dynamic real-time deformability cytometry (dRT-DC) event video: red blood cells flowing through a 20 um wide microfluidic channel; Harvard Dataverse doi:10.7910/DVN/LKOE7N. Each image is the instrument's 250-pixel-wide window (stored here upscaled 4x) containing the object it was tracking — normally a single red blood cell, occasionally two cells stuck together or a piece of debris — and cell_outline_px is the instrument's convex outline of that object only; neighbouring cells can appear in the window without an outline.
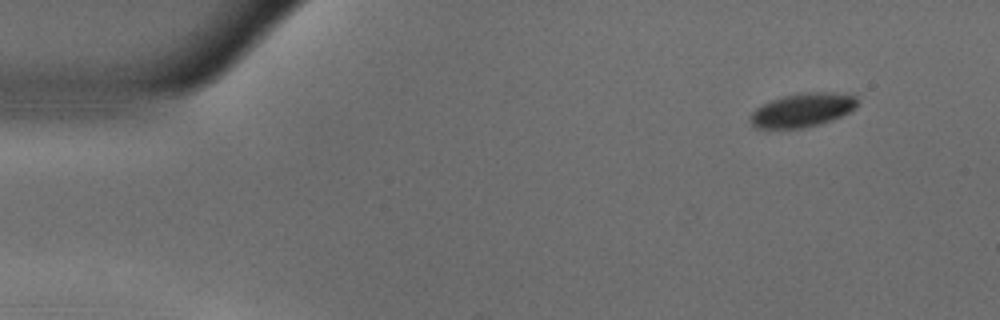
{"species": "common noctule bat (a hibernating species)", "species_latin": "Nyctalus noctula", "temperature_condition": "warm", "stored_images_in_passage": 52, "camera_frame_rate_fps": 3000, "um_per_image_px": 0.085, "animal": {"sex": "male", "body_mass_g": 18.8}, "frame": {"image": 1, "passage_image": 1, "time_ms": 0.0, "image_size_px": [1000, 320], "cell_outline_px": [[856, 104], [848, 112], [832, 120], [820, 124], [804, 128], [756, 128], [752, 124], [748, 116], [756, 108], [772, 100], [784, 96], [804, 92], [832, 92], [856, 96]], "centroid_in_image_um": [68.17, 9.36], "position_along_channel_um": 16.8, "area_um2": 20.81}}
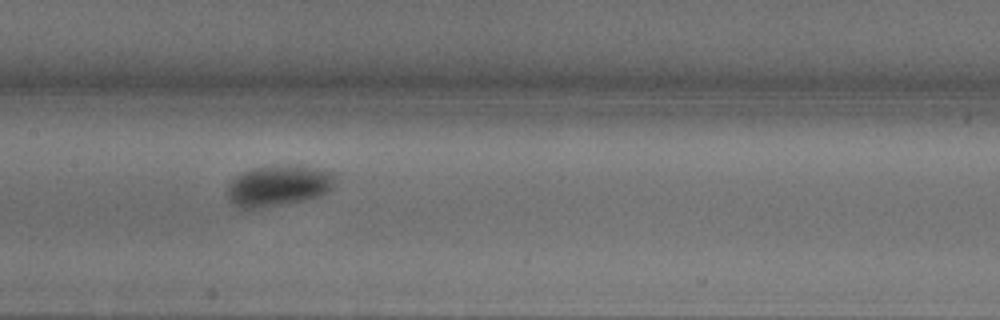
{"frame": {"image": 2, "passage_image": 23, "time_ms": 7.333, "image_size_px": [1000, 320], "cell_outline_px": [[332, 184], [328, 192], [320, 196], [304, 200], [256, 208], [236, 208], [228, 200], [228, 184], [236, 176], [252, 168], [276, 164], [296, 164], [316, 168], [332, 172]], "centroid_in_image_um": [23.62, 15.76], "position_along_channel_um": 183.8, "area_um2": 25.72}}
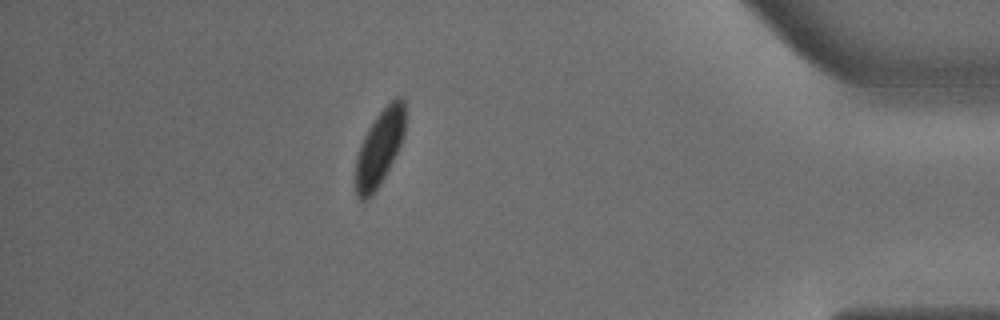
{"frame": {"image": 3, "passage_image": 45, "time_ms": 14.667, "image_size_px": [1000, 320], "cell_outline_px": [[404, 136], [400, 148], [380, 184], [372, 196], [364, 204], [356, 196], [352, 180], [356, 160], [360, 144], [368, 128], [376, 116], [396, 96], [404, 96]], "centroid_in_image_um": [32.21, 12.67], "position_along_channel_um": 403.0, "area_um2": 22.54}, "authors_computed_cell_mechanics": {"area_um2": 23.8136, "velocity_mm_per_s": 3.5938, "shape_relaxation_time_tau1_ms": 3.7679, "shape_relaxation_time_tau2_ms": null, "deformation_change_tau1": 0.0991, "deformation_change_tau2": null}}